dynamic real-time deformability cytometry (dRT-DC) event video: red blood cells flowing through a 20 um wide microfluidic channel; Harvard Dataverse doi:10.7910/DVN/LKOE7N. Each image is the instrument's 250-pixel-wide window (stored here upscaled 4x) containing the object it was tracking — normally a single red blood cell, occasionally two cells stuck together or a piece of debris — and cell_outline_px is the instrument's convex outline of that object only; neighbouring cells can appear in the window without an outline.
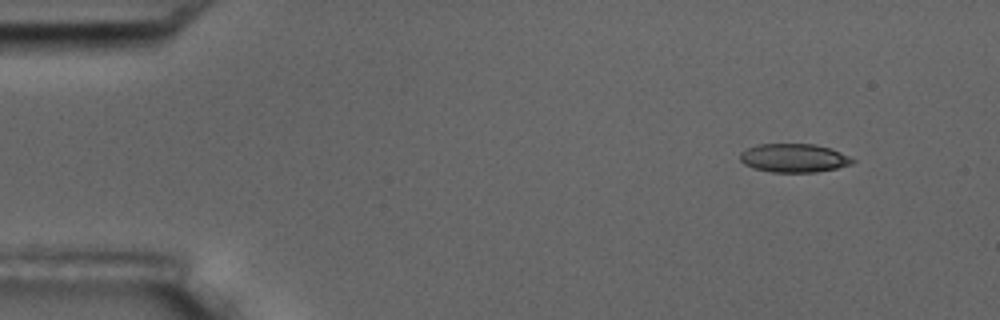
{"species": "common noctule bat (a hibernating species)", "species_latin": "Nyctalus noctula", "temperature_condition": "room temperature", "stored_images_in_passage": 4, "camera_frame_rate_fps": 3000, "um_per_image_px": 0.085, "animal": {"sex": "male", "body_mass_g": 17.5, "forearm_length_mm": 52.3}, "frame": {"image": 1, "passage_image": 1, "time_ms": 0.0, "image_size_px": [1000, 320], "cell_outline_px": [[856, 160], [852, 164], [836, 168], [816, 172], [772, 172], [752, 168], [744, 164], [740, 160], [740, 152], [756, 144], [816, 144], [840, 152]], "centroid_in_image_um": [67.46, 13.43], "position_along_channel_um": 17.5, "area_um2": 18.73}}
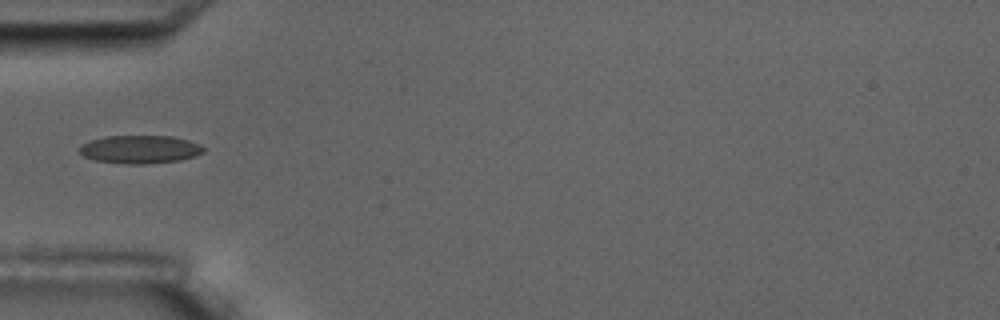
{"frame": {"image": 2, "passage_image": 4, "time_ms": 4.333, "image_size_px": [1000, 320], "cell_outline_px": [[204, 152], [196, 156], [180, 160], [144, 164], [124, 164], [96, 160], [84, 156], [80, 152], [80, 144], [88, 140], [104, 136], [172, 136], [188, 140], [200, 144], [204, 148]], "centroid_in_image_um": [11.89, 12.69], "position_along_channel_um": 73.1, "area_um2": 20.46}}